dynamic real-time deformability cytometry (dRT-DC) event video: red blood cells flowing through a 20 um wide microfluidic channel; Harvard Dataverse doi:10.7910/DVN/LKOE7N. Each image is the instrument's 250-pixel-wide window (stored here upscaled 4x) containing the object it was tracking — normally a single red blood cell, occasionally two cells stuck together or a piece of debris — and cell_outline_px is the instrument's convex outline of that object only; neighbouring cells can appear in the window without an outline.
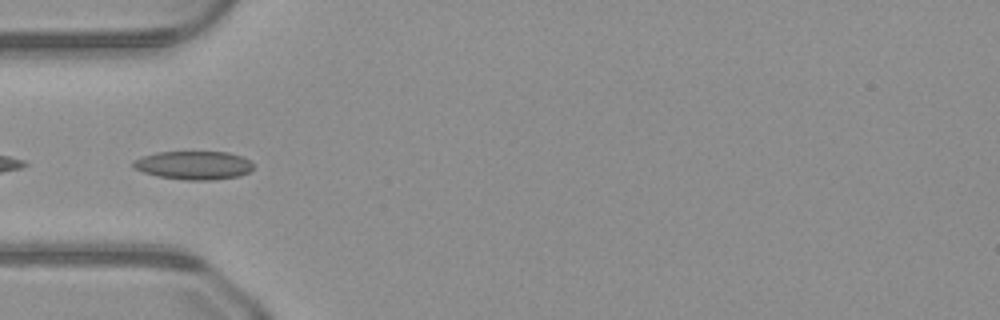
{"species": "common noctule bat (a hibernating species)", "species_latin": "Nyctalus noctula", "temperature_condition": "warm", "stored_images_in_passage": 17, "camera_frame_rate_fps": 3000, "um_per_image_px": 0.085, "animal": {"sex": "male", "body_mass_g": 23.1, "forearm_length_mm": 52.7}, "frame": {"image": 1, "passage_image": 15, "time_ms": 4.667, "image_size_px": [1000, 320], "cell_outline_px": [[252, 168], [248, 172], [240, 176], [212, 180], [188, 180], [156, 176], [132, 168], [132, 160], [140, 156], [156, 152], [228, 152], [240, 156], [248, 160], [252, 164]], "centroid_in_image_um": [16.4, 14.04], "position_along_channel_um": 68.6, "area_um2": 20.0}}